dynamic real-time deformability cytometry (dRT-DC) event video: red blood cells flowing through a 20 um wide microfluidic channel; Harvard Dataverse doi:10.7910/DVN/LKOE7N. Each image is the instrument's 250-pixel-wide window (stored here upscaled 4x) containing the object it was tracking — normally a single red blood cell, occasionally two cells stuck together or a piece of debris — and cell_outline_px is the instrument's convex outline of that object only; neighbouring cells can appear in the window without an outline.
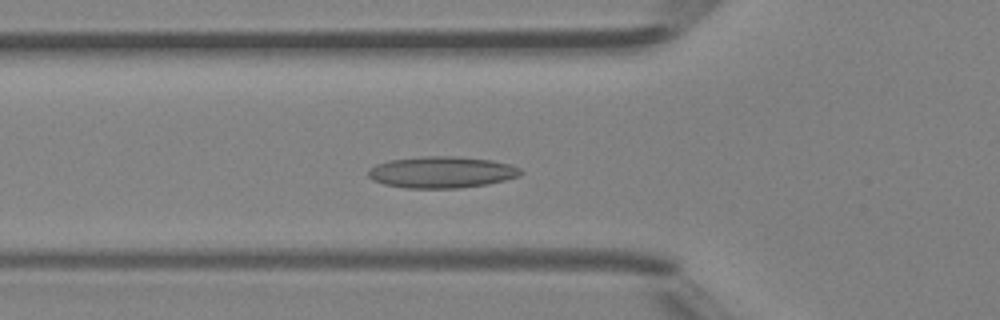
{"species": "Egyptian fruit bat (a non-hibernating species)", "species_latin": "Rousettus aegyptiacus", "temperature_condition": "room temperature", "stored_images_in_passage": 45, "camera_frame_rate_fps": 3000, "um_per_image_px": 0.085, "animal": {"sex": "female"}, "frame": {"image": 1, "passage_image": 15, "time_ms": 4.667, "image_size_px": [1000, 320], "cell_outline_px": [[524, 172], [520, 176], [488, 184], [460, 188], [404, 188], [384, 184], [372, 180], [368, 176], [368, 168], [376, 164], [388, 160], [424, 156], [460, 156], [492, 160], [508, 164], [520, 168]], "centroid_in_image_um": [37.53, 14.63], "position_along_channel_um": 88.3, "area_um2": 28.26}}
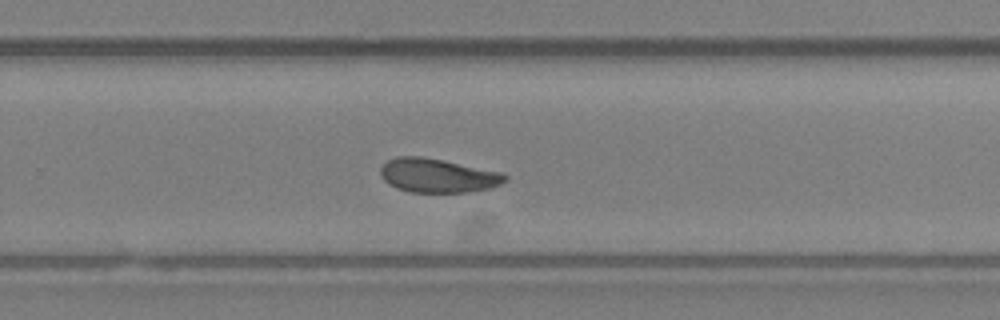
{"frame": {"image": 2, "passage_image": 29, "time_ms": 9.333, "image_size_px": [1000, 320], "cell_outline_px": [[508, 180], [500, 184], [488, 188], [468, 192], [408, 192], [396, 188], [388, 184], [384, 180], [380, 172], [380, 168], [388, 160], [396, 156], [420, 156], [500, 172], [508, 176]], "centroid_in_image_um": [37.17, 14.93], "position_along_channel_um": 292.6, "area_um2": 24.39}}
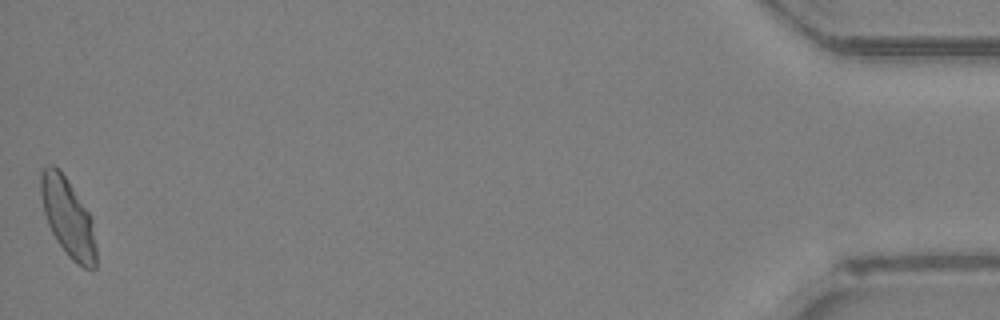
{"frame": {"image": 3, "passage_image": 45, "time_ms": 14.667, "image_size_px": [1000, 320], "cell_outline_px": [[96, 268], [84, 268], [76, 264], [68, 256], [56, 240], [48, 224], [44, 212], [40, 192], [40, 172], [48, 164], [52, 164], [64, 176], [88, 212], [96, 248]], "centroid_in_image_um": [5.74, 18.51], "position_along_channel_um": 429.5, "area_um2": 24.57}, "authors_computed_cell_mechanics": {"area_um2": 24.6806, "velocity_mm_per_s": 4.3929, "shape_relaxation_time_tau1_ms": null, "shape_relaxation_time_tau2_ms": 2.7997, "deformation_change_tau1": null, "deformation_change_tau2": 0.0862}}